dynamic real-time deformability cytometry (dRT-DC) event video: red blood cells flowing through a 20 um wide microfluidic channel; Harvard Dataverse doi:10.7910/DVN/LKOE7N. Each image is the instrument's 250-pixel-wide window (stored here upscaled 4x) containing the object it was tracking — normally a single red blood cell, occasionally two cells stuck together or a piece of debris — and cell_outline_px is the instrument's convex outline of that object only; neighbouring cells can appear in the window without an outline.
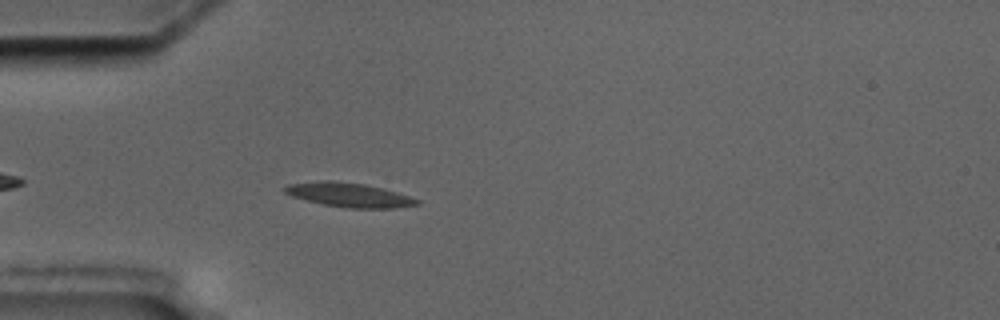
{"species": "common noctule bat (a hibernating species)", "species_latin": "Nyctalus noctula", "temperature_condition": "cold", "stored_images_in_passage": 5, "camera_frame_rate_fps": 3000, "um_per_image_px": 0.085, "animal": {"sex": "male", "body_mass_g": 17.5, "forearm_length_mm": 52.3}, "frame": {"image": 1, "passage_image": 5, "time_ms": 5.0, "image_size_px": [1000, 320], "cell_outline_px": [[420, 204], [396, 208], [348, 208], [324, 204], [292, 196], [284, 192], [284, 188], [288, 184], [320, 180], [332, 180], [364, 184], [384, 188], [420, 200]], "centroid_in_image_um": [29.68, 16.56], "position_along_channel_um": 55.3, "area_um2": 18.55}}